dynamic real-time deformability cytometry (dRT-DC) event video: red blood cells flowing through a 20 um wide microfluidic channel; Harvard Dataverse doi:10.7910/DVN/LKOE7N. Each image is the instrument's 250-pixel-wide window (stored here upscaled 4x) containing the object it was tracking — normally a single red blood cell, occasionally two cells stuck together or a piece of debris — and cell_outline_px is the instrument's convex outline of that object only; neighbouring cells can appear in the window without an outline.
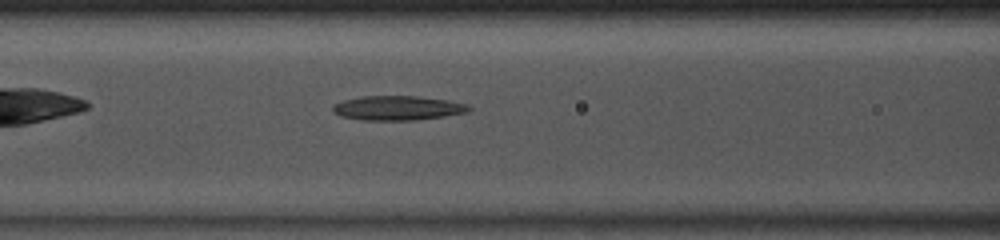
{"species": "common noctule bat (a hibernating species)", "species_latin": "Nyctalus noctula", "temperature_condition": "room temperature", "stored_images_in_passage": 36, "camera_frame_rate_fps": 3000, "um_per_image_px": 0.085, "animal": {"sex": "male", "body_mass_g": 13.0, "forearm_length_mm": 53.1}, "frame": {"image": 1, "passage_image": 8, "time_ms": 2.333, "image_size_px": [1000, 240], "cell_outline_px": [[472, 108], [468, 112], [444, 116], [416, 120], [360, 120], [340, 116], [332, 112], [332, 104], [344, 100], [360, 96], [416, 96], [448, 100], [468, 104]], "centroid_in_image_um": [33.77, 9.18], "position_along_channel_um": 132.8, "area_um2": 19.54}}
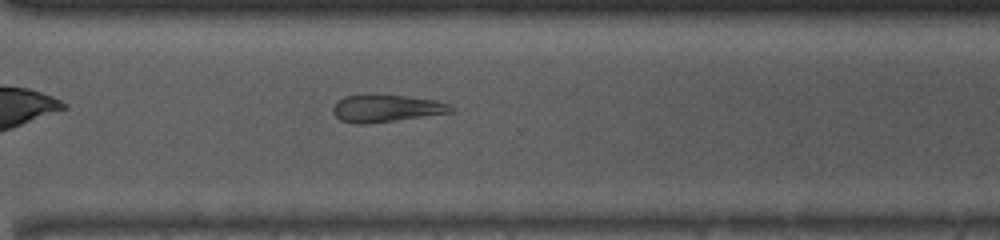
{"frame": {"image": 2, "passage_image": 23, "time_ms": 7.333, "image_size_px": [1000, 240], "cell_outline_px": [[456, 112], [396, 120], [364, 124], [356, 124], [340, 120], [332, 112], [332, 108], [336, 100], [344, 96], [404, 96], [436, 100], [452, 104], [456, 108]], "centroid_in_image_um": [32.89, 9.23], "position_along_channel_um": 337.7, "area_um2": 18.67}}
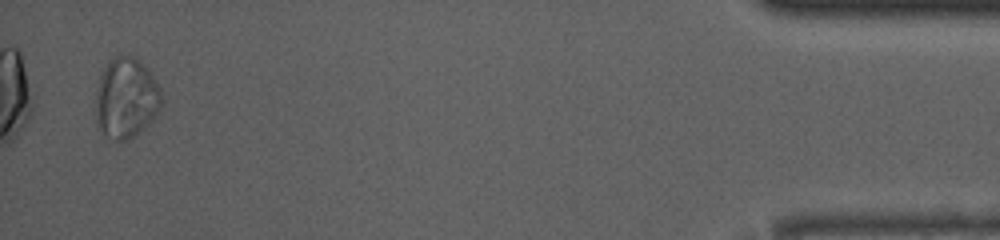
{"frame": {"image": 3, "passage_image": 35, "time_ms": 11.333, "image_size_px": [1000, 240], "cell_outline_px": [[164, 96], [160, 112], [144, 128], [128, 140], [116, 140], [108, 136], [100, 128], [92, 104], [100, 76], [104, 64], [108, 60], [116, 56], [128, 52], [136, 56], [144, 64], [160, 88]], "centroid_in_image_um": [10.72, 8.27], "position_along_channel_um": 424.5, "area_um2": 31.73}}